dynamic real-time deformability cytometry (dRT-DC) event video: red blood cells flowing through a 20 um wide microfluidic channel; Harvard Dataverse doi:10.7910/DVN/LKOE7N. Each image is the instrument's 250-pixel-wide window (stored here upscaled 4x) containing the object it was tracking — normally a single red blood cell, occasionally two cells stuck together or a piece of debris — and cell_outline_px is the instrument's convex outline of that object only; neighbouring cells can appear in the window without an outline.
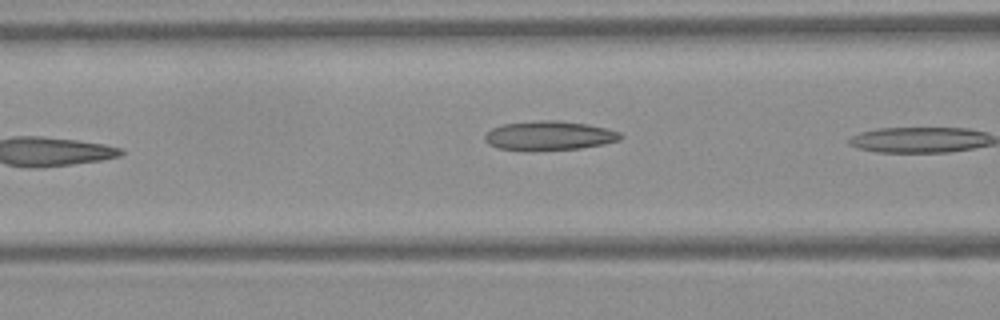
{"species": "Egyptian fruit bat (a non-hibernating species)", "species_latin": "Rousettus aegyptiacus", "temperature_condition": "warm", "stored_images_in_passage": 8, "camera_frame_rate_fps": 3000, "um_per_image_px": 0.085, "frame": {"image": 1, "passage_image": 7, "time_ms": 2.0, "image_size_px": [1000, 320], "cell_outline_px": [[624, 136], [620, 140], [604, 144], [580, 148], [496, 148], [488, 144], [484, 140], [484, 136], [492, 128], [504, 124], [540, 120], [556, 120], [588, 124], [620, 132]], "centroid_in_image_um": [46.72, 11.49], "position_along_channel_um": 119.9, "area_um2": 22.25}}